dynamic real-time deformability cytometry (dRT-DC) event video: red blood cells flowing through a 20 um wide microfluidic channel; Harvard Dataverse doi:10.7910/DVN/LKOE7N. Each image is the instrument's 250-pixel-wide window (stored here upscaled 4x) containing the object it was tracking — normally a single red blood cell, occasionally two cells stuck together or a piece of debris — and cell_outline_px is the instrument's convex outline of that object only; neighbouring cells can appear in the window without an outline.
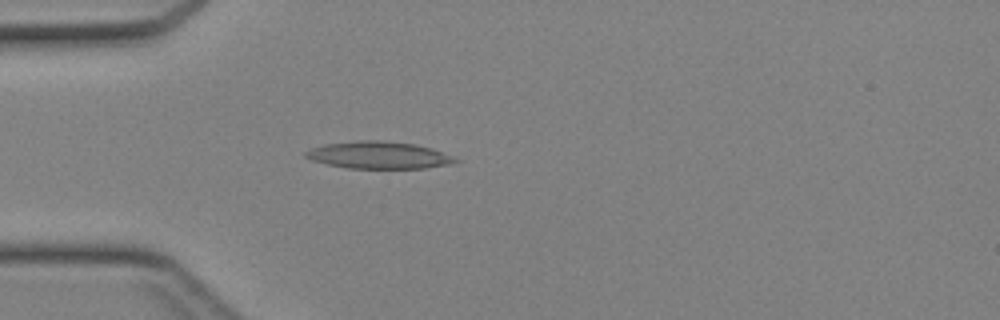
{"species": "Egyptian fruit bat (a non-hibernating species)", "species_latin": "Rousettus aegyptiacus", "temperature_condition": "cold", "stored_images_in_passage": 43, "camera_frame_rate_fps": 3000, "um_per_image_px": 0.085, "animal": {"sex": "female"}, "frame": {"image": 1, "passage_image": 12, "time_ms": 3.667, "image_size_px": [1000, 320], "cell_outline_px": [[460, 160], [448, 164], [424, 168], [348, 168], [328, 164], [312, 160], [304, 156], [304, 152], [312, 148], [324, 144], [356, 140], [380, 140], [416, 144], [432, 148]], "centroid_in_image_um": [32.15, 13.17], "position_along_channel_um": 52.8, "area_um2": 23.52}}
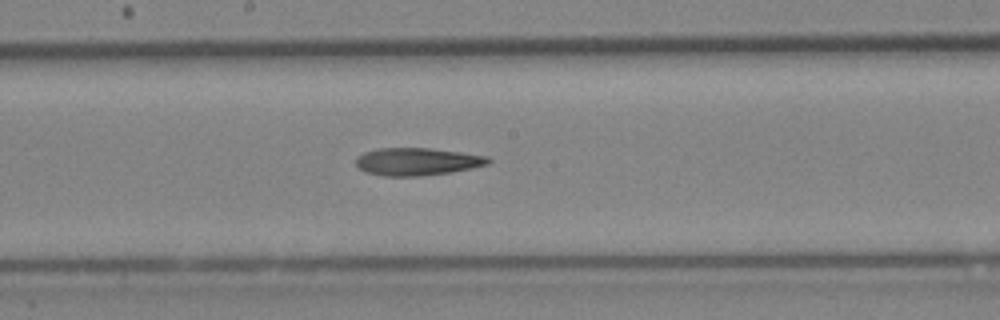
{"frame": {"image": 2, "passage_image": 23, "time_ms": 7.333, "image_size_px": [1000, 320], "cell_outline_px": [[492, 160], [488, 164], [472, 168], [452, 172], [420, 176], [384, 176], [364, 172], [356, 164], [356, 156], [364, 152], [380, 148], [428, 148], [460, 152], [488, 156]], "centroid_in_image_um": [35.45, 13.74], "position_along_channel_um": 212.7, "area_um2": 21.33}}
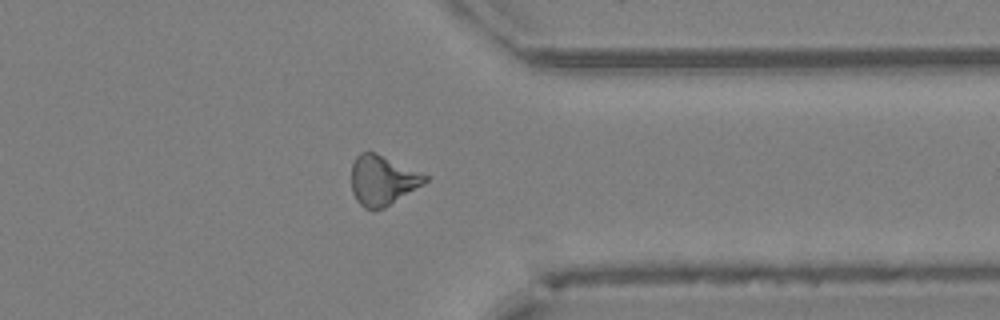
{"frame": {"image": 3, "passage_image": 34, "time_ms": 11.0, "image_size_px": [1000, 320], "cell_outline_px": [[432, 176], [424, 184], [384, 208], [372, 212], [364, 208], [356, 200], [352, 192], [352, 164], [356, 156], [360, 152], [372, 152]], "centroid_in_image_um": [32.53, 15.36], "position_along_channel_um": 378.9, "area_um2": 21.5}}